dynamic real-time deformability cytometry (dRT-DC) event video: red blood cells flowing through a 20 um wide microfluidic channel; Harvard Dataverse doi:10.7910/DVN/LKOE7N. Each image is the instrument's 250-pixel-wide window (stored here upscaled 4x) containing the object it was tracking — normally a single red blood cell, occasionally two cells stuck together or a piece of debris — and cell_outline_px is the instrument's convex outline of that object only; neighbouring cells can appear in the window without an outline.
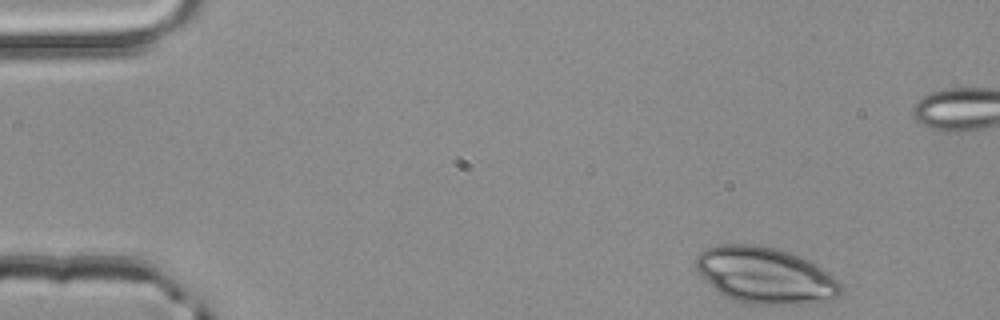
{"species": "common noctule bat (a hibernating species)", "species_latin": "Nyctalus noctula", "temperature_condition": "room temperature", "stored_images_in_passage": 48, "segment_of_instrument_passage": [1, 2], "camera_frame_rate_fps": 3000, "um_per_image_px": 0.085, "animal": {"sex": "male", "body_mass_g": 20.4}, "frame": {"image": 1, "passage_image": 1, "time_ms": 0.0, "image_size_px": [1000, 320], "cell_outline_px": [[844, 292], [836, 300], [800, 304], [752, 304], [736, 300], [724, 296], [696, 268], [696, 256], [704, 248], [720, 244], [752, 244], [776, 248], [792, 252], [812, 260], [828, 272], [840, 284]], "centroid_in_image_um": [65.12, 23.39], "position_along_channel_um": 19.9, "area_um2": 47.74}}
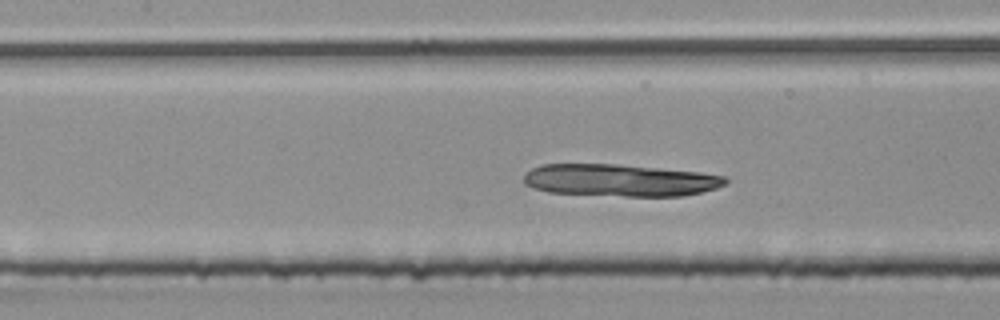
{"frame": {"image": 2, "passage_image": 19, "time_ms": 6.0, "image_size_px": [1000, 320], "cell_outline_px": [[728, 184], [716, 188], [684, 196], [624, 196], [548, 192], [532, 188], [524, 184], [524, 172], [540, 164], [616, 164], [700, 172], [724, 176], [728, 180]], "centroid_in_image_um": [52.67, 15.32], "position_along_channel_um": 154.7, "area_um2": 37.97}}
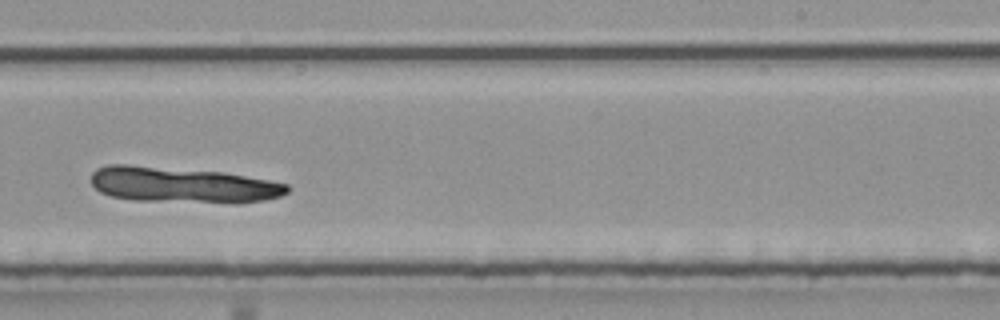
{"frame": {"image": 3, "passage_image": 28, "time_ms": 9.0, "image_size_px": [1000, 320], "cell_outline_px": [[292, 188], [288, 192], [280, 196], [264, 200], [236, 204], [232, 204], [136, 200], [112, 196], [100, 192], [92, 184], [92, 172], [96, 168], [108, 164], [128, 164], [224, 172], [268, 180], [288, 184]], "centroid_in_image_um": [15.55, 15.72], "position_along_channel_um": 273.5, "area_um2": 41.33}}